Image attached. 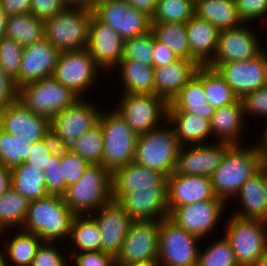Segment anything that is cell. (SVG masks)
Listing matches in <instances>:
<instances>
[{"instance_id":"f546056e","label":"cell","mask_w":267,"mask_h":266,"mask_svg":"<svg viewBox=\"0 0 267 266\" xmlns=\"http://www.w3.org/2000/svg\"><path fill=\"white\" fill-rule=\"evenodd\" d=\"M243 114V104L240 99L231 105L216 109L210 120L211 134L219 136L220 142L240 145L237 138L242 130Z\"/></svg>"},{"instance_id":"ba28073f","label":"cell","mask_w":267,"mask_h":266,"mask_svg":"<svg viewBox=\"0 0 267 266\" xmlns=\"http://www.w3.org/2000/svg\"><path fill=\"white\" fill-rule=\"evenodd\" d=\"M267 222L232 216L226 235L239 266H250L267 252Z\"/></svg>"},{"instance_id":"4dcf8cb0","label":"cell","mask_w":267,"mask_h":266,"mask_svg":"<svg viewBox=\"0 0 267 266\" xmlns=\"http://www.w3.org/2000/svg\"><path fill=\"white\" fill-rule=\"evenodd\" d=\"M195 15L219 30L241 26L235 0H196Z\"/></svg>"},{"instance_id":"2e32d148","label":"cell","mask_w":267,"mask_h":266,"mask_svg":"<svg viewBox=\"0 0 267 266\" xmlns=\"http://www.w3.org/2000/svg\"><path fill=\"white\" fill-rule=\"evenodd\" d=\"M226 202L215 197L198 203L186 204L175 208L169 219L188 233L203 239L217 225L225 210Z\"/></svg>"},{"instance_id":"7a4b0ae2","label":"cell","mask_w":267,"mask_h":266,"mask_svg":"<svg viewBox=\"0 0 267 266\" xmlns=\"http://www.w3.org/2000/svg\"><path fill=\"white\" fill-rule=\"evenodd\" d=\"M62 197L74 215L98 212L113 200L112 174L101 164H90L81 179L68 186Z\"/></svg>"},{"instance_id":"816d5d0a","label":"cell","mask_w":267,"mask_h":266,"mask_svg":"<svg viewBox=\"0 0 267 266\" xmlns=\"http://www.w3.org/2000/svg\"><path fill=\"white\" fill-rule=\"evenodd\" d=\"M65 257L56 247L42 242L36 251L31 266H66Z\"/></svg>"},{"instance_id":"836d02e7","label":"cell","mask_w":267,"mask_h":266,"mask_svg":"<svg viewBox=\"0 0 267 266\" xmlns=\"http://www.w3.org/2000/svg\"><path fill=\"white\" fill-rule=\"evenodd\" d=\"M5 36L23 47L32 45L44 39V21L31 13L8 16Z\"/></svg>"},{"instance_id":"603a6c76","label":"cell","mask_w":267,"mask_h":266,"mask_svg":"<svg viewBox=\"0 0 267 266\" xmlns=\"http://www.w3.org/2000/svg\"><path fill=\"white\" fill-rule=\"evenodd\" d=\"M91 217L96 221L100 230L101 251L116 258L133 220L113 200L99 209L97 217Z\"/></svg>"},{"instance_id":"f6af8a7d","label":"cell","mask_w":267,"mask_h":266,"mask_svg":"<svg viewBox=\"0 0 267 266\" xmlns=\"http://www.w3.org/2000/svg\"><path fill=\"white\" fill-rule=\"evenodd\" d=\"M197 266H239L229 241L222 237L205 251H199Z\"/></svg>"},{"instance_id":"7402d4cb","label":"cell","mask_w":267,"mask_h":266,"mask_svg":"<svg viewBox=\"0 0 267 266\" xmlns=\"http://www.w3.org/2000/svg\"><path fill=\"white\" fill-rule=\"evenodd\" d=\"M167 176L157 170L130 162L112 173V199L136 190H167Z\"/></svg>"},{"instance_id":"ffe728a7","label":"cell","mask_w":267,"mask_h":266,"mask_svg":"<svg viewBox=\"0 0 267 266\" xmlns=\"http://www.w3.org/2000/svg\"><path fill=\"white\" fill-rule=\"evenodd\" d=\"M60 54L61 51L45 38L24 47L15 86L19 89L28 83L51 77Z\"/></svg>"},{"instance_id":"89a4df30","label":"cell","mask_w":267,"mask_h":266,"mask_svg":"<svg viewBox=\"0 0 267 266\" xmlns=\"http://www.w3.org/2000/svg\"><path fill=\"white\" fill-rule=\"evenodd\" d=\"M113 0H92V12L94 11L95 7L98 5L105 3V2H111Z\"/></svg>"},{"instance_id":"3957f363","label":"cell","mask_w":267,"mask_h":266,"mask_svg":"<svg viewBox=\"0 0 267 266\" xmlns=\"http://www.w3.org/2000/svg\"><path fill=\"white\" fill-rule=\"evenodd\" d=\"M74 214L60 195H50L29 202L22 229L50 242L70 236ZM25 228V229H24Z\"/></svg>"},{"instance_id":"7bdbcfd3","label":"cell","mask_w":267,"mask_h":266,"mask_svg":"<svg viewBox=\"0 0 267 266\" xmlns=\"http://www.w3.org/2000/svg\"><path fill=\"white\" fill-rule=\"evenodd\" d=\"M32 144L15 138L0 129V163L8 168L23 164L29 157Z\"/></svg>"},{"instance_id":"8992f818","label":"cell","mask_w":267,"mask_h":266,"mask_svg":"<svg viewBox=\"0 0 267 266\" xmlns=\"http://www.w3.org/2000/svg\"><path fill=\"white\" fill-rule=\"evenodd\" d=\"M92 14L85 9L65 7L44 21V38L61 52L86 49Z\"/></svg>"},{"instance_id":"94428289","label":"cell","mask_w":267,"mask_h":266,"mask_svg":"<svg viewBox=\"0 0 267 266\" xmlns=\"http://www.w3.org/2000/svg\"><path fill=\"white\" fill-rule=\"evenodd\" d=\"M12 187V169L0 163V197Z\"/></svg>"},{"instance_id":"44dd1931","label":"cell","mask_w":267,"mask_h":266,"mask_svg":"<svg viewBox=\"0 0 267 266\" xmlns=\"http://www.w3.org/2000/svg\"><path fill=\"white\" fill-rule=\"evenodd\" d=\"M219 143V144H218ZM215 145L197 144L185 151L181 146L174 173L211 177L222 163L226 151L232 146L224 142Z\"/></svg>"},{"instance_id":"484cf974","label":"cell","mask_w":267,"mask_h":266,"mask_svg":"<svg viewBox=\"0 0 267 266\" xmlns=\"http://www.w3.org/2000/svg\"><path fill=\"white\" fill-rule=\"evenodd\" d=\"M186 29L190 60H194L199 66H207L217 51L220 30L196 15L186 23Z\"/></svg>"},{"instance_id":"e575fe53","label":"cell","mask_w":267,"mask_h":266,"mask_svg":"<svg viewBox=\"0 0 267 266\" xmlns=\"http://www.w3.org/2000/svg\"><path fill=\"white\" fill-rule=\"evenodd\" d=\"M12 187L29 202L48 195L44 171L25 162L12 169Z\"/></svg>"},{"instance_id":"2644e50d","label":"cell","mask_w":267,"mask_h":266,"mask_svg":"<svg viewBox=\"0 0 267 266\" xmlns=\"http://www.w3.org/2000/svg\"><path fill=\"white\" fill-rule=\"evenodd\" d=\"M6 259V255H4L3 251H0V266H8Z\"/></svg>"},{"instance_id":"ee69618b","label":"cell","mask_w":267,"mask_h":266,"mask_svg":"<svg viewBox=\"0 0 267 266\" xmlns=\"http://www.w3.org/2000/svg\"><path fill=\"white\" fill-rule=\"evenodd\" d=\"M154 34L150 30L146 34L124 41L122 59L139 61L140 64L153 66Z\"/></svg>"},{"instance_id":"f907efd6","label":"cell","mask_w":267,"mask_h":266,"mask_svg":"<svg viewBox=\"0 0 267 266\" xmlns=\"http://www.w3.org/2000/svg\"><path fill=\"white\" fill-rule=\"evenodd\" d=\"M244 113L258 114L267 117V84L247 93L241 99Z\"/></svg>"},{"instance_id":"d590c367","label":"cell","mask_w":267,"mask_h":266,"mask_svg":"<svg viewBox=\"0 0 267 266\" xmlns=\"http://www.w3.org/2000/svg\"><path fill=\"white\" fill-rule=\"evenodd\" d=\"M155 38L165 43L178 59L190 60L186 23H151Z\"/></svg>"},{"instance_id":"5bb4252c","label":"cell","mask_w":267,"mask_h":266,"mask_svg":"<svg viewBox=\"0 0 267 266\" xmlns=\"http://www.w3.org/2000/svg\"><path fill=\"white\" fill-rule=\"evenodd\" d=\"M93 14L118 32L125 41L151 30V17L124 0H113L95 7Z\"/></svg>"},{"instance_id":"9f6ffc18","label":"cell","mask_w":267,"mask_h":266,"mask_svg":"<svg viewBox=\"0 0 267 266\" xmlns=\"http://www.w3.org/2000/svg\"><path fill=\"white\" fill-rule=\"evenodd\" d=\"M18 99L15 82L0 69V109Z\"/></svg>"},{"instance_id":"8fae6325","label":"cell","mask_w":267,"mask_h":266,"mask_svg":"<svg viewBox=\"0 0 267 266\" xmlns=\"http://www.w3.org/2000/svg\"><path fill=\"white\" fill-rule=\"evenodd\" d=\"M116 108L127 124L137 134L159 127L160 119H167L168 103L156 94H121Z\"/></svg>"},{"instance_id":"60d3db41","label":"cell","mask_w":267,"mask_h":266,"mask_svg":"<svg viewBox=\"0 0 267 266\" xmlns=\"http://www.w3.org/2000/svg\"><path fill=\"white\" fill-rule=\"evenodd\" d=\"M103 141L102 129L98 122L67 148L85 159L89 164H101L104 148Z\"/></svg>"},{"instance_id":"bcb514c9","label":"cell","mask_w":267,"mask_h":266,"mask_svg":"<svg viewBox=\"0 0 267 266\" xmlns=\"http://www.w3.org/2000/svg\"><path fill=\"white\" fill-rule=\"evenodd\" d=\"M24 47L4 36L0 41V69L13 81L19 76Z\"/></svg>"},{"instance_id":"f5cc1de1","label":"cell","mask_w":267,"mask_h":266,"mask_svg":"<svg viewBox=\"0 0 267 266\" xmlns=\"http://www.w3.org/2000/svg\"><path fill=\"white\" fill-rule=\"evenodd\" d=\"M240 20L245 23L267 13V0H235Z\"/></svg>"},{"instance_id":"ab89813d","label":"cell","mask_w":267,"mask_h":266,"mask_svg":"<svg viewBox=\"0 0 267 266\" xmlns=\"http://www.w3.org/2000/svg\"><path fill=\"white\" fill-rule=\"evenodd\" d=\"M194 15L193 0H158L151 23H187Z\"/></svg>"},{"instance_id":"f35d334b","label":"cell","mask_w":267,"mask_h":266,"mask_svg":"<svg viewBox=\"0 0 267 266\" xmlns=\"http://www.w3.org/2000/svg\"><path fill=\"white\" fill-rule=\"evenodd\" d=\"M29 201L11 187L0 197V234L5 228L23 226L28 212Z\"/></svg>"},{"instance_id":"cb8c5ba5","label":"cell","mask_w":267,"mask_h":266,"mask_svg":"<svg viewBox=\"0 0 267 266\" xmlns=\"http://www.w3.org/2000/svg\"><path fill=\"white\" fill-rule=\"evenodd\" d=\"M167 194L169 214L177 207L216 197L209 177L181 175L174 172L167 178Z\"/></svg>"},{"instance_id":"d4e9b609","label":"cell","mask_w":267,"mask_h":266,"mask_svg":"<svg viewBox=\"0 0 267 266\" xmlns=\"http://www.w3.org/2000/svg\"><path fill=\"white\" fill-rule=\"evenodd\" d=\"M117 203L133 221L169 218L167 190L127 192Z\"/></svg>"},{"instance_id":"9a60e30c","label":"cell","mask_w":267,"mask_h":266,"mask_svg":"<svg viewBox=\"0 0 267 266\" xmlns=\"http://www.w3.org/2000/svg\"><path fill=\"white\" fill-rule=\"evenodd\" d=\"M215 69L239 99L267 84V54L263 51L253 59L224 62Z\"/></svg>"},{"instance_id":"e0dca14e","label":"cell","mask_w":267,"mask_h":266,"mask_svg":"<svg viewBox=\"0 0 267 266\" xmlns=\"http://www.w3.org/2000/svg\"><path fill=\"white\" fill-rule=\"evenodd\" d=\"M0 129L33 144L50 133V121L32 113L18 99L0 109Z\"/></svg>"},{"instance_id":"680465c9","label":"cell","mask_w":267,"mask_h":266,"mask_svg":"<svg viewBox=\"0 0 267 266\" xmlns=\"http://www.w3.org/2000/svg\"><path fill=\"white\" fill-rule=\"evenodd\" d=\"M2 9L8 16L30 13L31 0H0Z\"/></svg>"},{"instance_id":"4fadbf2b","label":"cell","mask_w":267,"mask_h":266,"mask_svg":"<svg viewBox=\"0 0 267 266\" xmlns=\"http://www.w3.org/2000/svg\"><path fill=\"white\" fill-rule=\"evenodd\" d=\"M98 69L100 68L95 64L87 48L61 52L52 77L81 98L82 92L93 85Z\"/></svg>"},{"instance_id":"52a82bcc","label":"cell","mask_w":267,"mask_h":266,"mask_svg":"<svg viewBox=\"0 0 267 266\" xmlns=\"http://www.w3.org/2000/svg\"><path fill=\"white\" fill-rule=\"evenodd\" d=\"M79 98L52 76L28 83L18 89V100L32 113L49 121Z\"/></svg>"},{"instance_id":"30bf717a","label":"cell","mask_w":267,"mask_h":266,"mask_svg":"<svg viewBox=\"0 0 267 266\" xmlns=\"http://www.w3.org/2000/svg\"><path fill=\"white\" fill-rule=\"evenodd\" d=\"M199 240L169 218L160 220L158 259L162 266H197Z\"/></svg>"},{"instance_id":"9c48e42d","label":"cell","mask_w":267,"mask_h":266,"mask_svg":"<svg viewBox=\"0 0 267 266\" xmlns=\"http://www.w3.org/2000/svg\"><path fill=\"white\" fill-rule=\"evenodd\" d=\"M100 114V109L81 97L50 120V133L59 148H67L98 123Z\"/></svg>"},{"instance_id":"03108f58","label":"cell","mask_w":267,"mask_h":266,"mask_svg":"<svg viewBox=\"0 0 267 266\" xmlns=\"http://www.w3.org/2000/svg\"><path fill=\"white\" fill-rule=\"evenodd\" d=\"M129 266H162V263L159 261L158 258H154L139 263H135Z\"/></svg>"},{"instance_id":"7c38bea8","label":"cell","mask_w":267,"mask_h":266,"mask_svg":"<svg viewBox=\"0 0 267 266\" xmlns=\"http://www.w3.org/2000/svg\"><path fill=\"white\" fill-rule=\"evenodd\" d=\"M159 229L160 221H133L115 258L116 266H129L158 258Z\"/></svg>"},{"instance_id":"5b68a950","label":"cell","mask_w":267,"mask_h":266,"mask_svg":"<svg viewBox=\"0 0 267 266\" xmlns=\"http://www.w3.org/2000/svg\"><path fill=\"white\" fill-rule=\"evenodd\" d=\"M180 148L173 127H157L137 136L134 162L168 177L175 171Z\"/></svg>"},{"instance_id":"277c9868","label":"cell","mask_w":267,"mask_h":266,"mask_svg":"<svg viewBox=\"0 0 267 266\" xmlns=\"http://www.w3.org/2000/svg\"><path fill=\"white\" fill-rule=\"evenodd\" d=\"M101 111L99 123L103 134L101 165L111 174L118 168L134 161L137 134L116 111Z\"/></svg>"},{"instance_id":"db71d44e","label":"cell","mask_w":267,"mask_h":266,"mask_svg":"<svg viewBox=\"0 0 267 266\" xmlns=\"http://www.w3.org/2000/svg\"><path fill=\"white\" fill-rule=\"evenodd\" d=\"M65 8L63 0H31L30 13L43 21L52 18Z\"/></svg>"},{"instance_id":"e7e4bbea","label":"cell","mask_w":267,"mask_h":266,"mask_svg":"<svg viewBox=\"0 0 267 266\" xmlns=\"http://www.w3.org/2000/svg\"><path fill=\"white\" fill-rule=\"evenodd\" d=\"M266 131H264L263 137H262V141L261 145H258L259 151L262 154L263 160L265 163H267V127L265 129Z\"/></svg>"},{"instance_id":"c3c4849f","label":"cell","mask_w":267,"mask_h":266,"mask_svg":"<svg viewBox=\"0 0 267 266\" xmlns=\"http://www.w3.org/2000/svg\"><path fill=\"white\" fill-rule=\"evenodd\" d=\"M58 148L57 143L54 141L51 133H49L45 138L32 144L29 157L25 163L44 171L51 160V155Z\"/></svg>"},{"instance_id":"b9f144b4","label":"cell","mask_w":267,"mask_h":266,"mask_svg":"<svg viewBox=\"0 0 267 266\" xmlns=\"http://www.w3.org/2000/svg\"><path fill=\"white\" fill-rule=\"evenodd\" d=\"M42 239L26 231L19 232L6 245L8 257L15 266H31Z\"/></svg>"},{"instance_id":"11a10c76","label":"cell","mask_w":267,"mask_h":266,"mask_svg":"<svg viewBox=\"0 0 267 266\" xmlns=\"http://www.w3.org/2000/svg\"><path fill=\"white\" fill-rule=\"evenodd\" d=\"M77 266H116L115 258L102 251L72 253Z\"/></svg>"},{"instance_id":"8d00e7d4","label":"cell","mask_w":267,"mask_h":266,"mask_svg":"<svg viewBox=\"0 0 267 266\" xmlns=\"http://www.w3.org/2000/svg\"><path fill=\"white\" fill-rule=\"evenodd\" d=\"M75 215L69 238L76 244L79 252L101 251V234L91 215Z\"/></svg>"},{"instance_id":"003e7915","label":"cell","mask_w":267,"mask_h":266,"mask_svg":"<svg viewBox=\"0 0 267 266\" xmlns=\"http://www.w3.org/2000/svg\"><path fill=\"white\" fill-rule=\"evenodd\" d=\"M250 266H267V252L261 255L255 262Z\"/></svg>"},{"instance_id":"d6a6232c","label":"cell","mask_w":267,"mask_h":266,"mask_svg":"<svg viewBox=\"0 0 267 266\" xmlns=\"http://www.w3.org/2000/svg\"><path fill=\"white\" fill-rule=\"evenodd\" d=\"M121 71L124 94H155L154 67L139 61L122 59L117 67Z\"/></svg>"},{"instance_id":"681fc988","label":"cell","mask_w":267,"mask_h":266,"mask_svg":"<svg viewBox=\"0 0 267 266\" xmlns=\"http://www.w3.org/2000/svg\"><path fill=\"white\" fill-rule=\"evenodd\" d=\"M60 161H61V148H58L51 155V160L47 166V169H44L45 188L46 192L50 195L62 196L67 189L64 178H62Z\"/></svg>"},{"instance_id":"1f68e13d","label":"cell","mask_w":267,"mask_h":266,"mask_svg":"<svg viewBox=\"0 0 267 266\" xmlns=\"http://www.w3.org/2000/svg\"><path fill=\"white\" fill-rule=\"evenodd\" d=\"M166 120L174 125L172 127L181 146L187 142L201 144L211 135L210 121L196 114L175 113L168 106Z\"/></svg>"},{"instance_id":"91938a15","label":"cell","mask_w":267,"mask_h":266,"mask_svg":"<svg viewBox=\"0 0 267 266\" xmlns=\"http://www.w3.org/2000/svg\"><path fill=\"white\" fill-rule=\"evenodd\" d=\"M131 7L144 12L148 16L152 17L155 13L158 0H124Z\"/></svg>"},{"instance_id":"6da1fadb","label":"cell","mask_w":267,"mask_h":266,"mask_svg":"<svg viewBox=\"0 0 267 266\" xmlns=\"http://www.w3.org/2000/svg\"><path fill=\"white\" fill-rule=\"evenodd\" d=\"M232 145L225 153L220 166L210 177L216 197L225 202L238 194L243 184L264 164L258 146L247 148Z\"/></svg>"},{"instance_id":"f1b7e54d","label":"cell","mask_w":267,"mask_h":266,"mask_svg":"<svg viewBox=\"0 0 267 266\" xmlns=\"http://www.w3.org/2000/svg\"><path fill=\"white\" fill-rule=\"evenodd\" d=\"M236 196H239L243 209L235 212L234 216L267 222V197L263 189V166L243 184Z\"/></svg>"},{"instance_id":"d6986e66","label":"cell","mask_w":267,"mask_h":266,"mask_svg":"<svg viewBox=\"0 0 267 266\" xmlns=\"http://www.w3.org/2000/svg\"><path fill=\"white\" fill-rule=\"evenodd\" d=\"M249 29L241 25L220 30L217 51L207 66L215 69L224 62L247 61L259 55L262 52L261 45Z\"/></svg>"},{"instance_id":"4316f807","label":"cell","mask_w":267,"mask_h":266,"mask_svg":"<svg viewBox=\"0 0 267 266\" xmlns=\"http://www.w3.org/2000/svg\"><path fill=\"white\" fill-rule=\"evenodd\" d=\"M198 67L194 60L177 59L165 67L154 68L155 94L169 104L195 75Z\"/></svg>"},{"instance_id":"6f0895ef","label":"cell","mask_w":267,"mask_h":266,"mask_svg":"<svg viewBox=\"0 0 267 266\" xmlns=\"http://www.w3.org/2000/svg\"><path fill=\"white\" fill-rule=\"evenodd\" d=\"M178 58L165 44L158 41L154 36L153 67L158 68L173 63Z\"/></svg>"},{"instance_id":"ac0fdd59","label":"cell","mask_w":267,"mask_h":266,"mask_svg":"<svg viewBox=\"0 0 267 266\" xmlns=\"http://www.w3.org/2000/svg\"><path fill=\"white\" fill-rule=\"evenodd\" d=\"M87 49L99 68L110 70L123 58L124 40L116 30L92 14Z\"/></svg>"},{"instance_id":"a7ac6f4b","label":"cell","mask_w":267,"mask_h":266,"mask_svg":"<svg viewBox=\"0 0 267 266\" xmlns=\"http://www.w3.org/2000/svg\"><path fill=\"white\" fill-rule=\"evenodd\" d=\"M263 189L267 197V164L266 163L263 165Z\"/></svg>"},{"instance_id":"be15d7a7","label":"cell","mask_w":267,"mask_h":266,"mask_svg":"<svg viewBox=\"0 0 267 266\" xmlns=\"http://www.w3.org/2000/svg\"><path fill=\"white\" fill-rule=\"evenodd\" d=\"M7 18H8V15L2 9V6L0 4V41L5 36Z\"/></svg>"},{"instance_id":"74e56055","label":"cell","mask_w":267,"mask_h":266,"mask_svg":"<svg viewBox=\"0 0 267 266\" xmlns=\"http://www.w3.org/2000/svg\"><path fill=\"white\" fill-rule=\"evenodd\" d=\"M203 86L206 100L215 109L235 103L239 98L216 69L203 66Z\"/></svg>"},{"instance_id":"83f0119b","label":"cell","mask_w":267,"mask_h":266,"mask_svg":"<svg viewBox=\"0 0 267 266\" xmlns=\"http://www.w3.org/2000/svg\"><path fill=\"white\" fill-rule=\"evenodd\" d=\"M168 106L175 113H191L211 120L216 109L206 100L203 86V66L197 68L195 75L178 92Z\"/></svg>"},{"instance_id":"7dc6e473","label":"cell","mask_w":267,"mask_h":266,"mask_svg":"<svg viewBox=\"0 0 267 266\" xmlns=\"http://www.w3.org/2000/svg\"><path fill=\"white\" fill-rule=\"evenodd\" d=\"M90 164L68 148H61L60 168L66 186L78 182Z\"/></svg>"},{"instance_id":"6125c7cd","label":"cell","mask_w":267,"mask_h":266,"mask_svg":"<svg viewBox=\"0 0 267 266\" xmlns=\"http://www.w3.org/2000/svg\"><path fill=\"white\" fill-rule=\"evenodd\" d=\"M66 8H78L92 11V0H63Z\"/></svg>"}]
</instances>
